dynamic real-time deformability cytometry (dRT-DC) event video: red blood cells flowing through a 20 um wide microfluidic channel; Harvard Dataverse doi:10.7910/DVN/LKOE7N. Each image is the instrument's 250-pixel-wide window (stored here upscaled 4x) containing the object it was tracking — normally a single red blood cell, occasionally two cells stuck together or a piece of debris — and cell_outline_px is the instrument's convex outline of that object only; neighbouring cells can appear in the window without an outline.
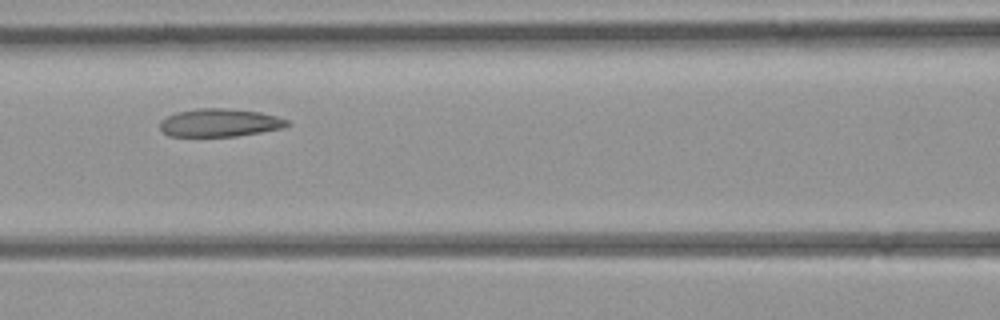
{"species": "common noctule bat (a hibernating species)", "species_latin": "Nyctalus noctula", "temperature_condition": "room temperature", "stored_images_in_passage": 6, "camera_frame_rate_fps": 3000, "um_per_image_px": 0.085, "animal": {"sex": "female", "body_mass_g": 21.9}, "frame": {"image": 1, "passage_image": 6, "time_ms": 6.0, "image_size_px": [1000, 320], "cell_outline_px": [[292, 124], [284, 128], [236, 136], [168, 136], [160, 128], [160, 120], [176, 112], [196, 108], [228, 108], [260, 112], [276, 116], [288, 120]], "centroid_in_image_um": [18.69, 10.42], "position_along_channel_um": 147.9, "area_um2": 20.87}}